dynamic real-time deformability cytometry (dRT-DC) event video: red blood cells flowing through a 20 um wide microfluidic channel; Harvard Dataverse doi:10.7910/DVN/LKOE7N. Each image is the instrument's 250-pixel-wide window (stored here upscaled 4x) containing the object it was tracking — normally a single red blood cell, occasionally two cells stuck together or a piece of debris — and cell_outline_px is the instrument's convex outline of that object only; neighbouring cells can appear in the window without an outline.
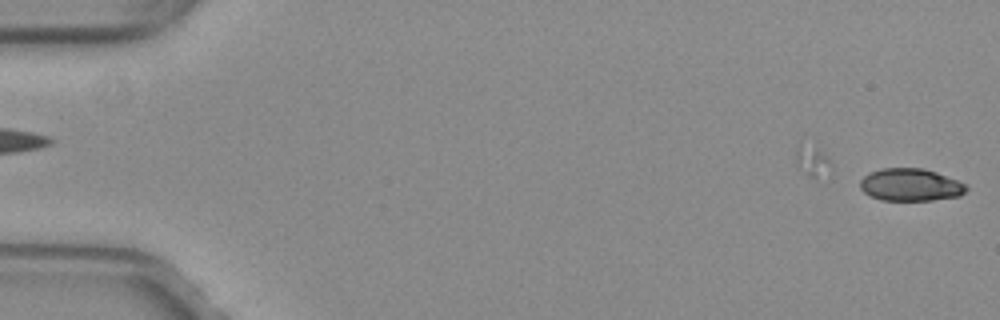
{"species": "common noctule bat (a hibernating species)", "species_latin": "Nyctalus noctula", "temperature_condition": "warm", "stored_images_in_passage": 6, "camera_frame_rate_fps": 3000, "um_per_image_px": 0.085, "animal": {"sex": "female", "body_mass_g": 29.2, "forearm_length_mm": 56.3}, "frame": {"image": 1, "passage_image": 6, "time_ms": 1.667, "image_size_px": [1000, 320], "cell_outline_px": [[968, 188], [960, 196], [932, 200], [880, 200], [864, 192], [860, 188], [860, 180], [868, 172], [880, 168], [924, 168], [936, 172], [968, 184]], "centroid_in_image_um": [77.4, 15.7], "position_along_channel_um": 7.6, "area_um2": 20.23}}